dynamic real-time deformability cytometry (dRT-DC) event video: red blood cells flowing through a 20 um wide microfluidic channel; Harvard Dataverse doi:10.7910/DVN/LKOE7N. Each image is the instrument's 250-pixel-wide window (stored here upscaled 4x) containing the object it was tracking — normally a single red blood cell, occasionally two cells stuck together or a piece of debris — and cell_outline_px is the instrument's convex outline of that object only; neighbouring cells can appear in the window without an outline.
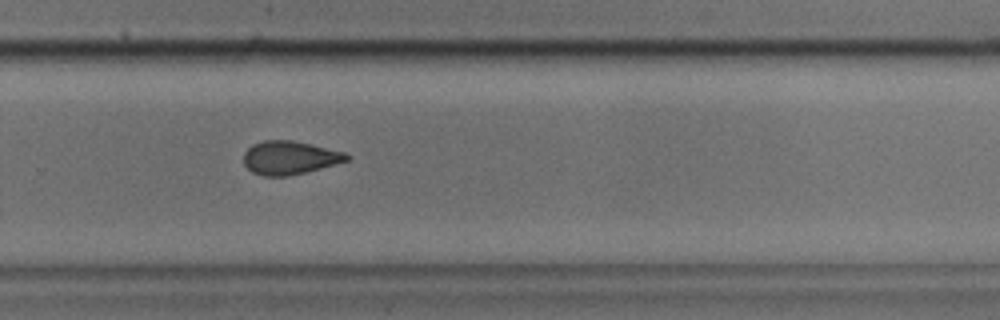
{"species": "common noctule bat (a hibernating species)", "species_latin": "Nyctalus noctula", "temperature_condition": "cold", "stored_images_in_passage": 24, "camera_frame_rate_fps": 3000, "um_per_image_px": 0.085, "animal": {"sex": "male", "body_mass_g": 17.9, "forearm_length_mm": 54.2}, "frame": {"image": 1, "passage_image": 17, "time_ms": 5.333, "image_size_px": [1000, 320], "cell_outline_px": [[352, 156], [348, 160], [320, 168], [288, 176], [264, 176], [252, 172], [244, 164], [244, 152], [252, 144], [264, 140], [292, 140], [312, 144], [344, 152]], "centroid_in_image_um": [24.61, 13.39], "position_along_channel_um": 305.2, "area_um2": 20.0}}